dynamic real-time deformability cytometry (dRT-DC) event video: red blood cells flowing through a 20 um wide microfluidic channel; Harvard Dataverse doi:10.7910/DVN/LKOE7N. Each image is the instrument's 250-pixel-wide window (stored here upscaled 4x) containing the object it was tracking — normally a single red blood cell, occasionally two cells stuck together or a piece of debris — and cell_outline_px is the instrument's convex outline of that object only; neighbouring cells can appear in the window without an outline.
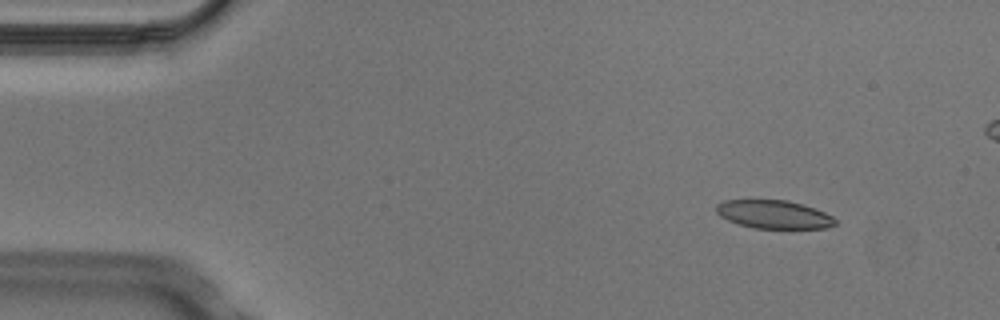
{"species": "Egyptian fruit bat (a non-hibernating species)", "species_latin": "Rousettus aegyptiacus", "temperature_condition": "cold", "stored_images_in_passage": 7, "camera_frame_rate_fps": 3000, "um_per_image_px": 0.085, "animal": {"sex": "male"}, "frame": {"image": 1, "passage_image": 2, "time_ms": 0.333, "image_size_px": [1000, 320], "cell_outline_px": [[836, 224], [824, 228], [756, 228], [740, 224], [728, 220], [720, 216], [716, 212], [716, 204], [724, 200], [788, 200], [824, 212], [832, 216], [836, 220]], "centroid_in_image_um": [65.75, 18.22], "position_along_channel_um": 19.3, "area_um2": 19.36}}
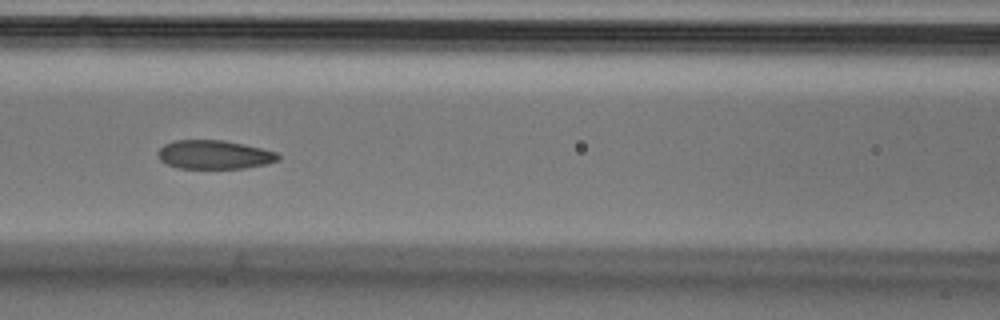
{"frame": {"image": 2, "passage_image": 6, "time_ms": 1.667, "image_size_px": [1000, 320], "cell_outline_px": [[280, 160], [268, 164], [244, 168], [176, 168], [160, 160], [156, 152], [164, 144], [172, 140], [224, 140], [244, 144], [276, 152], [280, 156]], "centroid_in_image_um": [18.2, 13.14], "position_along_channel_um": 148.4, "area_um2": 20.29}}
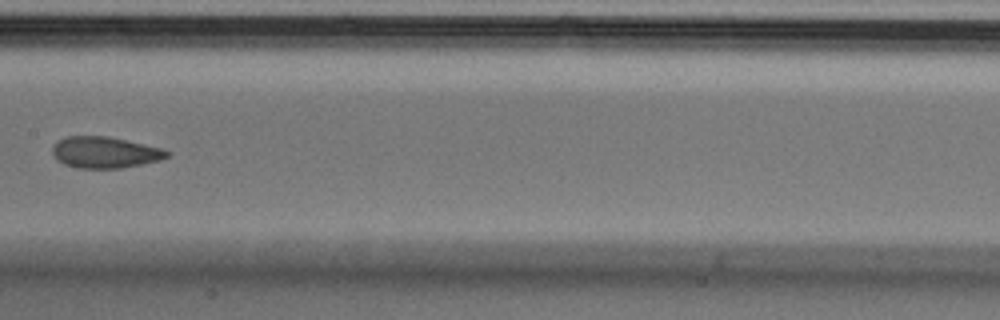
{"frame": {"image": 3, "passage_image": 7, "time_ms": 2.0, "image_size_px": [1000, 320], "cell_outline_px": [[168, 156], [160, 160], [120, 168], [80, 168], [64, 164], [56, 160], [52, 152], [52, 144], [56, 140], [68, 136], [108, 136], [160, 148], [168, 152]], "centroid_in_image_um": [8.83, 12.94], "position_along_channel_um": 198.6, "area_um2": 20.75}}